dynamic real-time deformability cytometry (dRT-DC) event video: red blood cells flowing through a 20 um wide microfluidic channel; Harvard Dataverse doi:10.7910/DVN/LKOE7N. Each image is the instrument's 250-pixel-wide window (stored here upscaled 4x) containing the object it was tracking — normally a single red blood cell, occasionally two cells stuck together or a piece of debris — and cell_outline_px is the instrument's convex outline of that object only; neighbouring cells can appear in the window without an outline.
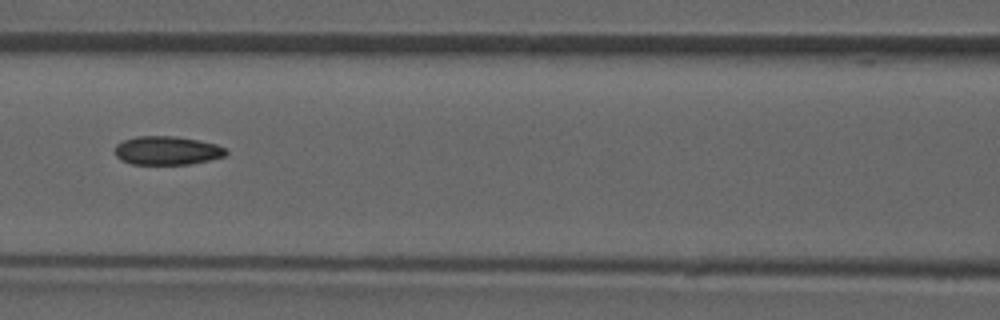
{"species": "common noctule bat (a hibernating species)", "species_latin": "Nyctalus noctula", "temperature_condition": "room temperature", "stored_images_in_passage": 7, "camera_frame_rate_fps": 3000, "um_per_image_px": 0.085, "animal": {"sex": "male", "forearm_length_mm": 52.5}, "frame": {"image": 1, "passage_image": 6, "time_ms": 6.0, "image_size_px": [1000, 320], "cell_outline_px": [[228, 152], [224, 156], [208, 160], [188, 164], [132, 164], [120, 160], [116, 156], [116, 144], [124, 140], [136, 136], [176, 136], [216, 144], [224, 148]], "centroid_in_image_um": [14.17, 12.79], "position_along_channel_um": 152.4, "area_um2": 18.38}}